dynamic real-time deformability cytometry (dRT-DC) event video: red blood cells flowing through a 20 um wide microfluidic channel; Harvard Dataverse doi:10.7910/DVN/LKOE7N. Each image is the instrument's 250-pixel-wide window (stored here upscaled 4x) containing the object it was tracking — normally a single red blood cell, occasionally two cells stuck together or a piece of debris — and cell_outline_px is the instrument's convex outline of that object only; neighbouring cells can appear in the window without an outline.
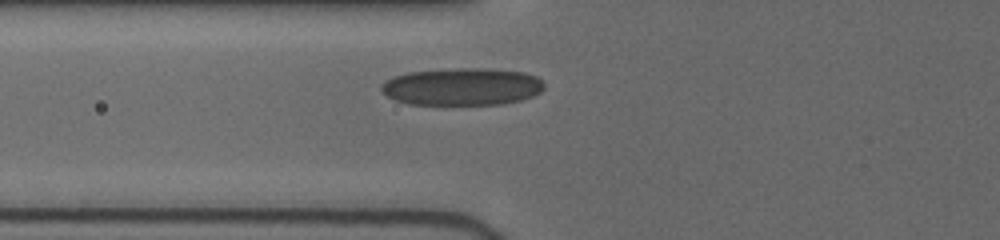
{"species": "human", "species_latin": "Homo sapiens", "temperature_condition": "cold", "stored_images_in_passage": 32, "camera_frame_rate_fps": 3000, "um_per_image_px": 0.085, "donor": {"sex": "female"}, "frame": {"image": 1, "passage_image": 4, "time_ms": 1.0, "image_size_px": [1000, 240], "cell_outline_px": [[544, 88], [540, 92], [532, 96], [520, 100], [500, 104], [408, 104], [396, 100], [388, 96], [380, 88], [388, 80], [396, 76], [408, 72], [456, 68], [484, 68], [524, 72], [536, 76], [544, 84]], "centroid_in_image_um": [39.31, 7.36], "position_along_channel_um": 86.5, "area_um2": 35.14}}
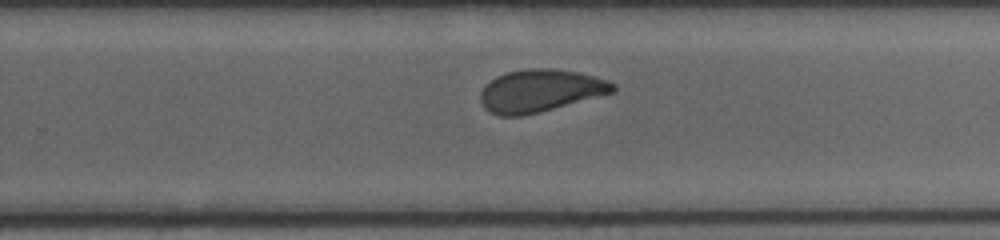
{"frame": {"image": 2, "passage_image": 19, "time_ms": 6.0, "image_size_px": [1000, 240], "cell_outline_px": [[616, 88], [612, 92], [540, 112], [520, 116], [500, 116], [488, 112], [484, 108], [480, 100], [480, 92], [484, 84], [496, 76], [508, 72], [528, 68], [552, 68], [580, 72], [608, 80], [616, 84]], "centroid_in_image_um": [45.87, 7.7], "position_along_channel_um": 283.9, "area_um2": 32.89}}
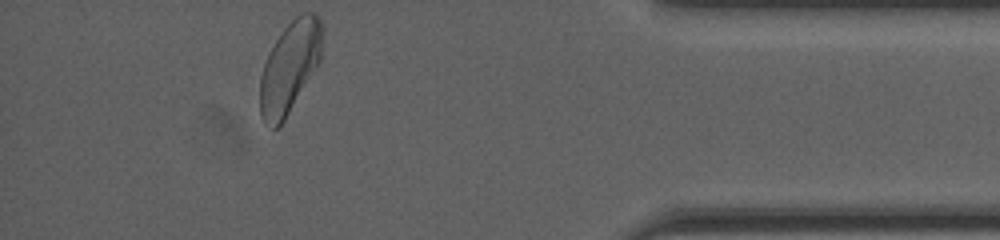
{"frame": {"image": 3, "passage_image": 32, "time_ms": 10.0, "image_size_px": [1000, 240], "cell_outline_px": [[324, 28], [320, 60], [284, 120], [276, 128], [272, 128], [264, 124], [260, 116], [260, 76], [264, 64], [276, 40], [284, 28], [296, 16], [304, 12], [312, 12], [320, 16]], "centroid_in_image_um": [24.64, 5.68], "position_along_channel_um": 410.6, "area_um2": 32.95}, "authors_computed_cell_mechanics": {"area_um2": 33.2061, "velocity_mm_per_s": 3.9466, "shape_relaxation_time_tau1_ms": 3.3191, "shape_relaxation_time_tau2_ms": 1.1381, "deformation_change_tau1": 0.1173, "deformation_change_tau2": 0.05}}